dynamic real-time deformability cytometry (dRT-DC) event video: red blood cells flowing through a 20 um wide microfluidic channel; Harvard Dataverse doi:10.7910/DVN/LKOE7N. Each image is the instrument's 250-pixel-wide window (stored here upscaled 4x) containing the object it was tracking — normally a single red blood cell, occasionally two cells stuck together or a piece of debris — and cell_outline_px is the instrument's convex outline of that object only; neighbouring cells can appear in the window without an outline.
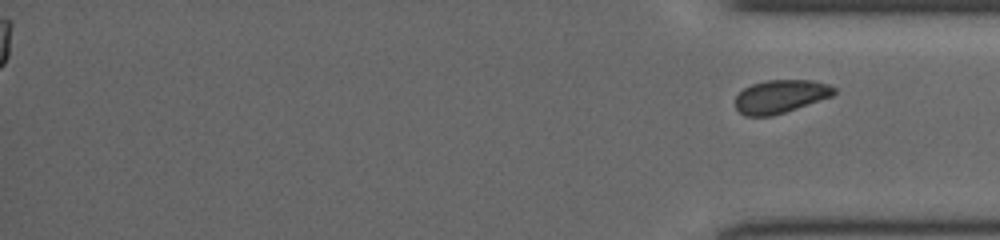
{"species": "common noctule bat (a hibernating species)", "species_latin": "Nyctalus noctula", "temperature_condition": "cold", "stored_images_in_passage": 36, "segment_of_instrument_passage": [2, 2], "camera_frame_rate_fps": 3000, "um_per_image_px": 0.085, "animal": {"sex": "female", "body_mass_g": 19.5, "forearm_length_mm": 54.1}, "frame": {"image": 1, "passage_image": 36, "time_ms": 11.667, "image_size_px": [1000, 240], "cell_outline_px": [[836, 92], [832, 96], [772, 116], [744, 116], [736, 108], [736, 96], [744, 88], [752, 84], [764, 80], [812, 80], [828, 84], [836, 88]], "centroid_in_image_um": [66.34, 8.19], "position_along_channel_um": 368.9, "area_um2": 19.02}}